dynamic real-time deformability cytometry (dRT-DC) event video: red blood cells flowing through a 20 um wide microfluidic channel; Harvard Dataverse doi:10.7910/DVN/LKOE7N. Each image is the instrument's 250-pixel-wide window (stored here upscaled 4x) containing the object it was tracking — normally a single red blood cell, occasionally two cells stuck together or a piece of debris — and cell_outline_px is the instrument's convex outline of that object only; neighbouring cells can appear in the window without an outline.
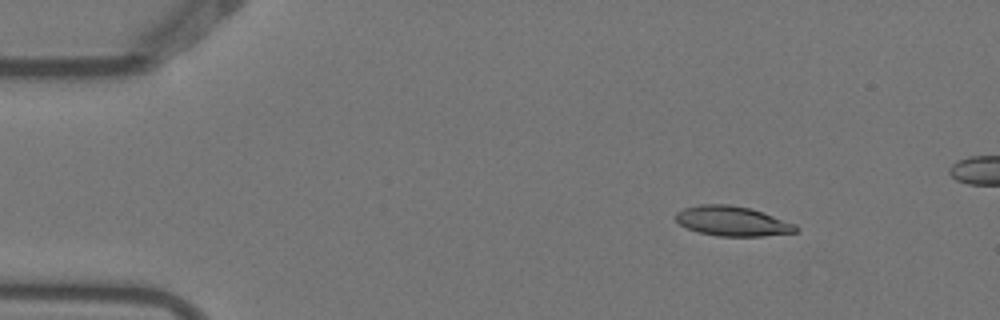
{"species": "Egyptian fruit bat (a non-hibernating species)", "species_latin": "Rousettus aegyptiacus", "temperature_condition": "warm", "stored_images_in_passage": 5, "camera_frame_rate_fps": 3000, "um_per_image_px": 0.085, "animal": {"sex": "female"}, "frame": {"image": 1, "passage_image": 2, "time_ms": 0.333, "image_size_px": [1000, 320], "cell_outline_px": [[800, 232], [764, 236], [716, 236], [700, 232], [688, 228], [680, 224], [676, 220], [676, 212], [684, 208], [700, 204], [728, 204], [752, 208], [796, 224], [800, 228]], "centroid_in_image_um": [62.31, 18.79], "position_along_channel_um": 22.7, "area_um2": 21.04}}